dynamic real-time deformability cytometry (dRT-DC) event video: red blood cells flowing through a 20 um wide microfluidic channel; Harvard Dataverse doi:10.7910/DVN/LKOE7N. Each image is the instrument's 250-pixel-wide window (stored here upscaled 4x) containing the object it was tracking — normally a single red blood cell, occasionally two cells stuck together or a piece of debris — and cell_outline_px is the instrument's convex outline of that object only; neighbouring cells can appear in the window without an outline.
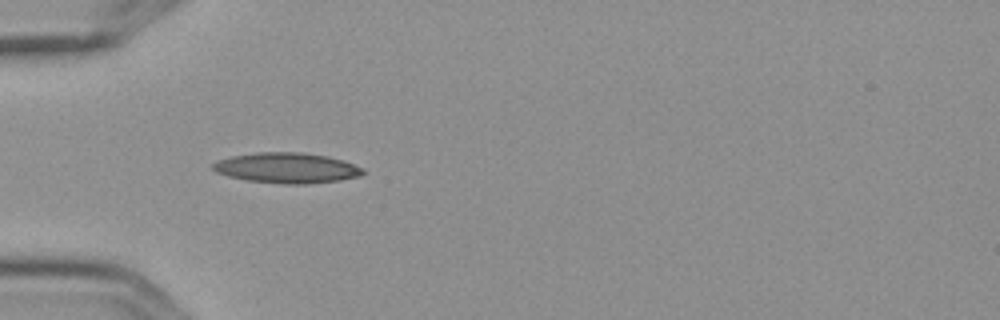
{"species": "Egyptian fruit bat (a non-hibernating species)", "species_latin": "Rousettus aegyptiacus", "temperature_condition": "cold", "stored_images_in_passage": 3, "camera_frame_rate_fps": 3000, "um_per_image_px": 0.085, "frame": {"image": 1, "passage_image": 1, "time_ms": 0.0, "image_size_px": [1000, 320], "cell_outline_px": [[364, 172], [360, 176], [340, 180], [304, 184], [288, 184], [248, 180], [228, 176], [216, 172], [212, 168], [212, 164], [216, 160], [232, 156], [260, 152], [300, 152], [328, 156], [344, 160], [364, 168]], "centroid_in_image_um": [24.39, 14.26], "position_along_channel_um": 60.6, "area_um2": 26.53}}
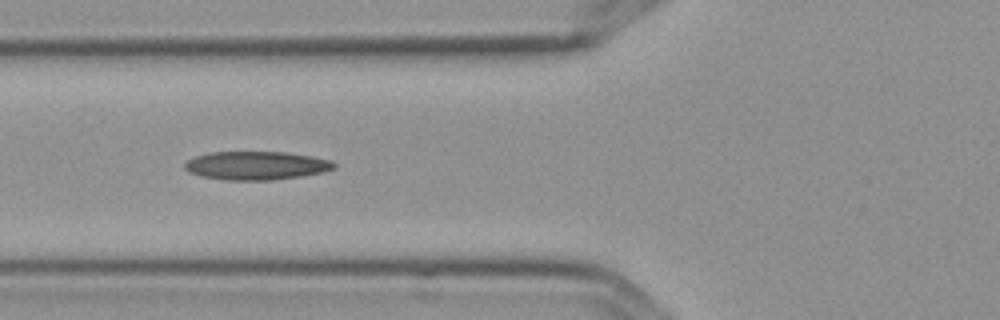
{"frame": {"image": 2, "passage_image": 2, "time_ms": 0.333, "image_size_px": [1000, 320], "cell_outline_px": [[336, 168], [324, 172], [300, 176], [272, 180], [224, 180], [200, 176], [188, 172], [184, 168], [184, 164], [188, 160], [196, 156], [208, 152], [284, 152], [312, 156], [332, 160], [336, 164]], "centroid_in_image_um": [21.78, 14.07], "position_along_channel_um": 104.0, "area_um2": 24.91}}
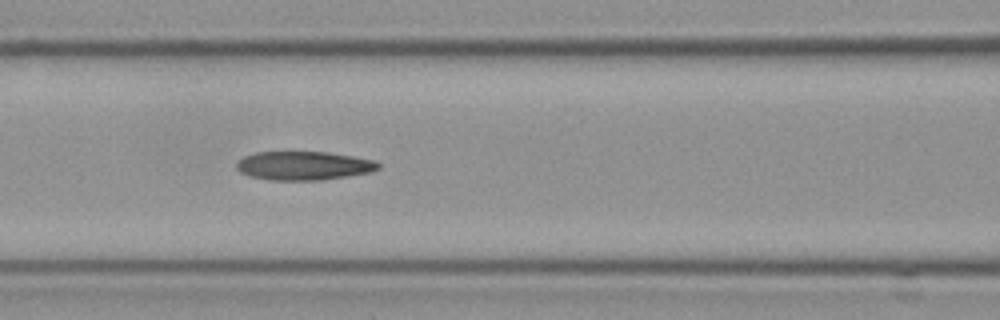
{"frame": {"image": 3, "passage_image": 3, "time_ms": 0.667, "image_size_px": [1000, 320], "cell_outline_px": [[380, 168], [368, 172], [320, 180], [268, 180], [248, 176], [240, 172], [236, 168], [236, 164], [244, 156], [256, 152], [328, 152], [376, 160], [380, 164]], "centroid_in_image_um": [25.78, 14.08], "position_along_channel_um": 140.8, "area_um2": 23.64}}